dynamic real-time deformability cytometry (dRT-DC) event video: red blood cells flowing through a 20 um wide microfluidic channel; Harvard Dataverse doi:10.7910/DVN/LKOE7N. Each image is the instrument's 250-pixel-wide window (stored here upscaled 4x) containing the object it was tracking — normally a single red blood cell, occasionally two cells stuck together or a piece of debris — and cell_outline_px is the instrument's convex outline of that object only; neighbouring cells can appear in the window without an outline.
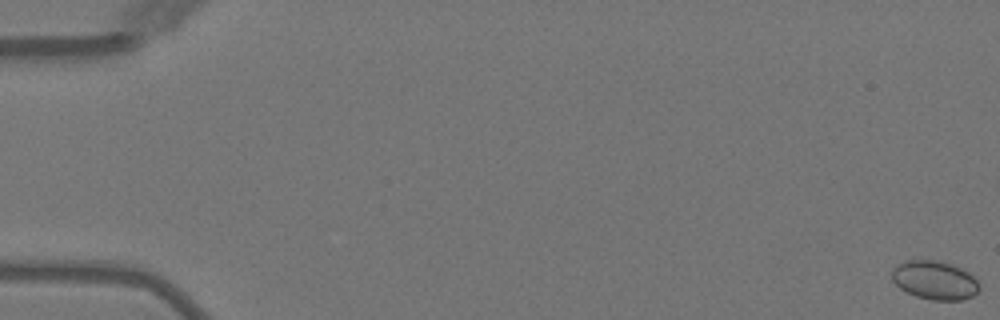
{"species": "Egyptian fruit bat (a non-hibernating species)", "species_latin": "Rousettus aegyptiacus", "temperature_condition": "warm", "stored_images_in_passage": 10, "camera_frame_rate_fps": 3000, "um_per_image_px": 0.085, "animal": {"sex": "female"}, "frame": {"image": 1, "passage_image": 1, "time_ms": 0.0, "image_size_px": [1000, 320], "cell_outline_px": [[980, 288], [972, 296], [964, 300], [932, 300], [916, 296], [900, 288], [892, 280], [892, 268], [896, 264], [908, 260], [936, 260], [952, 264], [968, 272], [980, 284]], "centroid_in_image_um": [79.44, 23.81], "position_along_channel_um": 5.6, "area_um2": 19.71}}
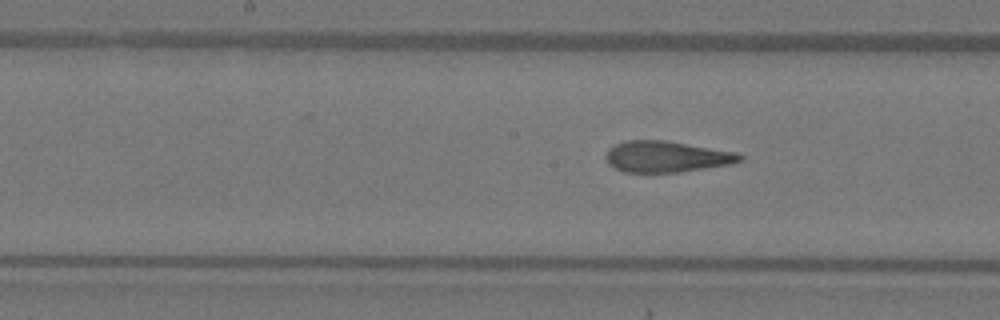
{"frame": {"image": 2, "passage_image": 10, "time_ms": 10.333, "image_size_px": [1000, 320], "cell_outline_px": [[744, 160], [732, 164], [680, 172], [624, 172], [608, 164], [604, 156], [608, 148], [616, 144], [628, 140], [664, 140], [740, 152], [744, 156]], "centroid_in_image_um": [56.7, 13.31], "position_along_channel_um": 191.5, "area_um2": 24.62}}